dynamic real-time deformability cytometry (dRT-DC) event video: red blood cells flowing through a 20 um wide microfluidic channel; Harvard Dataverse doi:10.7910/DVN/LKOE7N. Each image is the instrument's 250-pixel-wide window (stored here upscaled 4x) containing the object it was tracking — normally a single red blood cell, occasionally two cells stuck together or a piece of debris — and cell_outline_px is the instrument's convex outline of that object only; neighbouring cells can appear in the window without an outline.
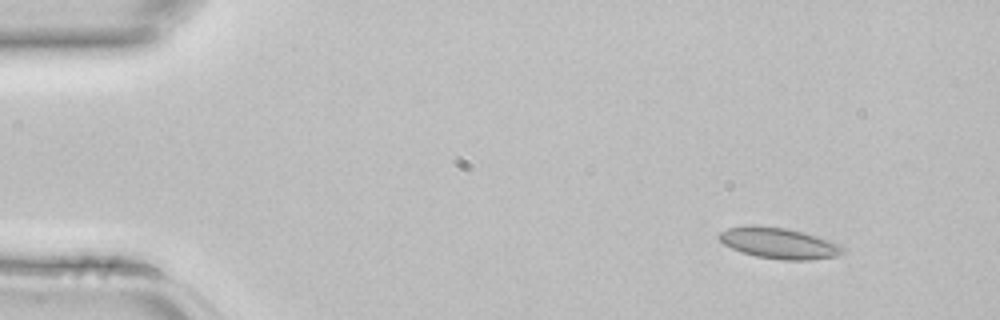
{"species": "common noctule bat (a hibernating species)", "species_latin": "Nyctalus noctula", "temperature_condition": "room temperature", "stored_images_in_passage": 3, "camera_frame_rate_fps": 3000, "um_per_image_px": 0.085, "animal": {"sex": "female", "body_mass_g": 22.7, "forearm_length_mm": 54.2}, "frame": {"image": 1, "passage_image": 1, "time_ms": 0.0, "image_size_px": [1000, 320], "cell_outline_px": [[844, 252], [836, 256], [808, 260], [784, 260], [756, 256], [740, 252], [724, 244], [716, 236], [720, 232], [728, 228], [752, 224], [788, 228], [804, 232], [840, 244], [844, 248]], "centroid_in_image_um": [66.18, 20.65], "position_along_channel_um": 18.8, "area_um2": 22.43}}
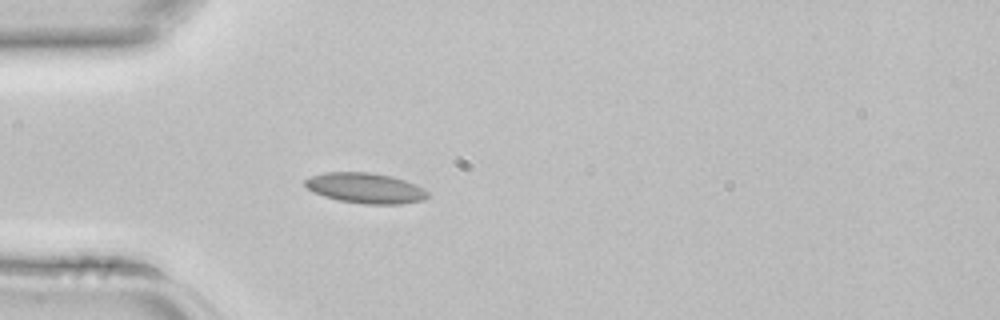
{"frame": {"image": 2, "passage_image": 3, "time_ms": 0.667, "image_size_px": [1000, 320], "cell_outline_px": [[428, 196], [424, 200], [400, 204], [364, 204], [340, 200], [324, 196], [312, 192], [304, 184], [304, 180], [312, 176], [324, 172], [372, 172], [392, 176], [416, 184], [428, 192]], "centroid_in_image_um": [31.06, 15.98], "position_along_channel_um": 53.9, "area_um2": 21.73}}